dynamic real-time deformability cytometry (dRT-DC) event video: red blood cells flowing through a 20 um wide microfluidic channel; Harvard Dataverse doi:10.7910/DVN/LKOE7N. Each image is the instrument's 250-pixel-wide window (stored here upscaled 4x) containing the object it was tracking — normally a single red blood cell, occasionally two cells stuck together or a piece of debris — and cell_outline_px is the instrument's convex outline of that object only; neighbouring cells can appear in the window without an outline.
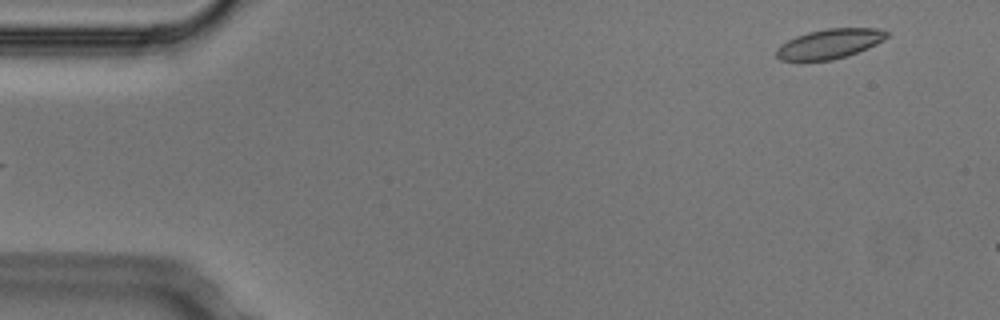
{"species": "Egyptian fruit bat (a non-hibernating species)", "species_latin": "Rousettus aegyptiacus", "temperature_condition": "cold", "stored_images_in_passage": 4, "camera_frame_rate_fps": 3000, "um_per_image_px": 0.085, "animal": {"sex": "male"}, "frame": {"image": 1, "passage_image": 4, "time_ms": 1.0, "image_size_px": [1000, 320], "cell_outline_px": [[888, 36], [884, 40], [868, 48], [848, 56], [832, 60], [800, 64], [780, 60], [776, 56], [776, 48], [780, 44], [796, 36], [808, 32], [828, 28], [880, 28], [888, 32]], "centroid_in_image_um": [70.45, 3.77], "position_along_channel_um": 14.6, "area_um2": 19.88}}